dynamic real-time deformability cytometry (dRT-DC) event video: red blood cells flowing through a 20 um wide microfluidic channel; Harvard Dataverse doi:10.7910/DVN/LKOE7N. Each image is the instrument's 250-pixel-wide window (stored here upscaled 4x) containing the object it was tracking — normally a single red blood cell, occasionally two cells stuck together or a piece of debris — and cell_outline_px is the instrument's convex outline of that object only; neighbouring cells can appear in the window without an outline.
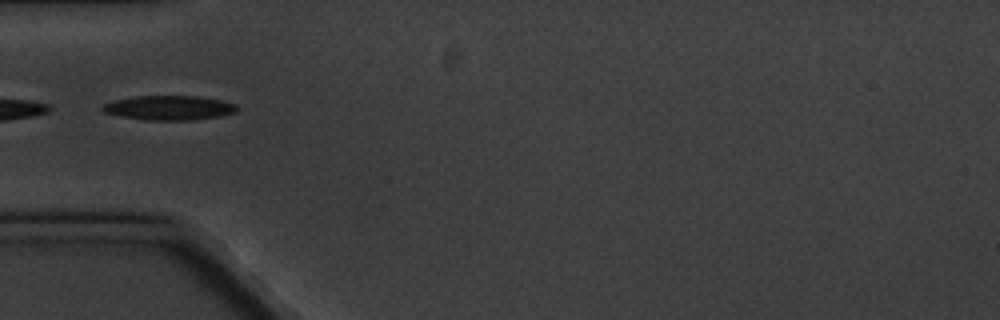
{"species": "common noctule bat (a hibernating species)", "species_latin": "Nyctalus noctula", "temperature_condition": "cold", "stored_images_in_passage": 8, "camera_frame_rate_fps": 3000, "um_per_image_px": 0.085, "animal": {"sex": "male", "body_mass_g": 20.1, "forearm_length_mm": 53.5}, "frame": {"image": 1, "passage_image": 2, "time_ms": 1.0, "image_size_px": [1000, 320], "cell_outline_px": [[240, 108], [236, 112], [220, 116], [188, 120], [144, 120], [120, 116], [104, 112], [100, 108], [104, 104], [116, 100], [136, 96], [196, 96], [220, 100], [236, 104]], "centroid_in_image_um": [14.39, 9.16], "position_along_channel_um": 70.6, "area_um2": 19.07}}